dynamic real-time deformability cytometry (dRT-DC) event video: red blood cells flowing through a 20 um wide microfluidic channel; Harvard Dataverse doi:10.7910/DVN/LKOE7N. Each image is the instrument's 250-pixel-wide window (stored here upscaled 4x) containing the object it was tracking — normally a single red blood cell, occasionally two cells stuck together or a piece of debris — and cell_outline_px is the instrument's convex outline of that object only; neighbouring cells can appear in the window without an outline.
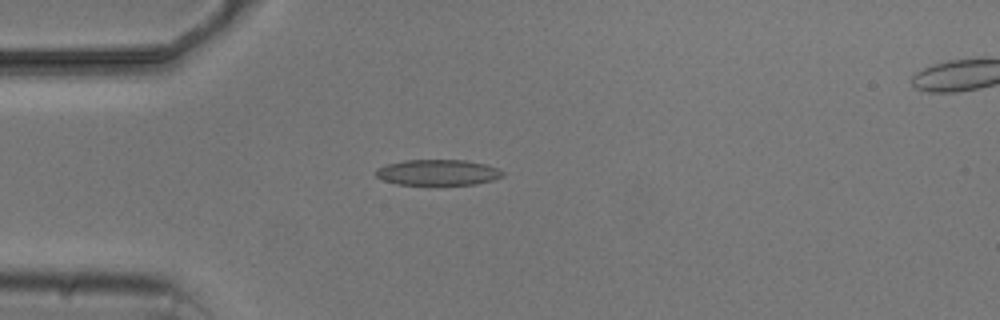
{"species": "common noctule bat (a hibernating species)", "species_latin": "Nyctalus noctula", "temperature_condition": "cold", "stored_images_in_passage": 6, "camera_frame_rate_fps": 3000, "um_per_image_px": 0.085, "animal": {"sex": "male", "body_mass_g": 20.5, "forearm_length_mm": 52.5}, "frame": {"image": 1, "passage_image": 2, "time_ms": 2.0, "image_size_px": [1000, 320], "cell_outline_px": [[504, 176], [492, 180], [476, 184], [396, 184], [384, 180], [376, 176], [376, 168], [388, 164], [404, 160], [464, 160], [484, 164], [496, 168], [504, 172]], "centroid_in_image_um": [37.21, 14.65], "position_along_channel_um": 47.8, "area_um2": 18.79}}
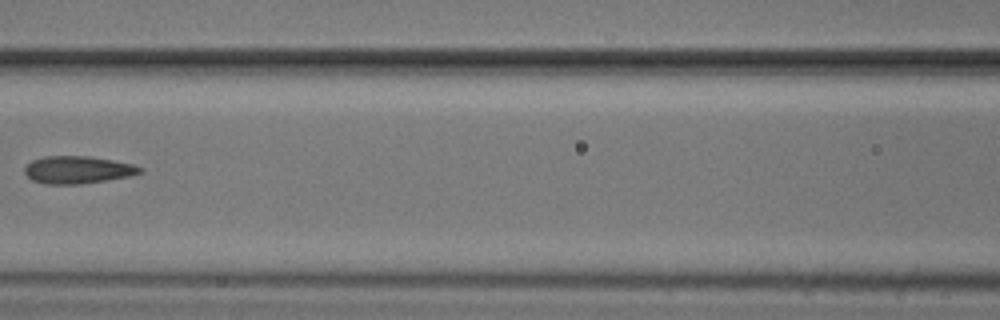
{"frame": {"image": 2, "passage_image": 5, "time_ms": 5.333, "image_size_px": [1000, 320], "cell_outline_px": [[144, 172], [128, 176], [80, 184], [44, 184], [32, 180], [24, 172], [24, 168], [32, 160], [44, 156], [88, 156], [112, 160], [132, 164], [144, 168]], "centroid_in_image_um": [6.59, 14.43], "position_along_channel_um": 160.0, "area_um2": 18.38}}
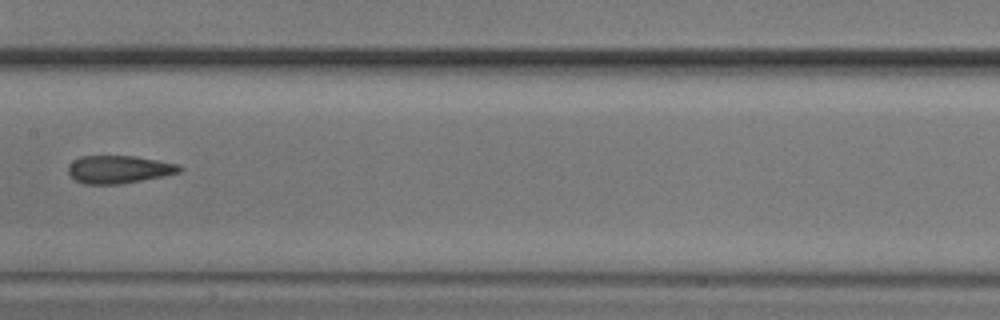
{"frame": {"image": 3, "passage_image": 6, "time_ms": 6.333, "image_size_px": [1000, 320], "cell_outline_px": [[184, 168], [180, 172], [164, 176], [120, 184], [84, 184], [76, 180], [68, 172], [68, 164], [72, 160], [80, 156], [136, 156], [176, 164]], "centroid_in_image_um": [10.08, 14.39], "position_along_channel_um": 197.3, "area_um2": 18.03}}